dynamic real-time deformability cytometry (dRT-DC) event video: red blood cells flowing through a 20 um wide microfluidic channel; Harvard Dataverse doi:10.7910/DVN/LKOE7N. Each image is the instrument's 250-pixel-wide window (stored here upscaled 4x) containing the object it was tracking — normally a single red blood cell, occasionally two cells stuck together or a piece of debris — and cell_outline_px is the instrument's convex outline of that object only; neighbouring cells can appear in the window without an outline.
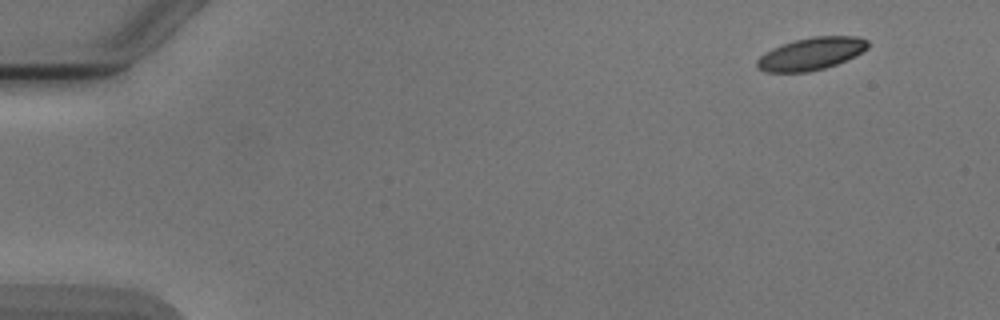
{"species": "Egyptian fruit bat (a non-hibernating species)", "species_latin": "Rousettus aegyptiacus", "temperature_condition": "cold", "stored_images_in_passage": 3, "camera_frame_rate_fps": 3000, "um_per_image_px": 0.085, "animal": {"sex": "male"}, "frame": {"image": 1, "passage_image": 1, "time_ms": 0.0, "image_size_px": [1000, 320], "cell_outline_px": [[868, 48], [836, 64], [824, 68], [808, 72], [764, 72], [756, 68], [756, 60], [760, 56], [772, 48], [796, 40], [812, 36], [856, 36], [868, 40]], "centroid_in_image_um": [68.9, 4.57], "position_along_channel_um": 16.1, "area_um2": 20.75}}